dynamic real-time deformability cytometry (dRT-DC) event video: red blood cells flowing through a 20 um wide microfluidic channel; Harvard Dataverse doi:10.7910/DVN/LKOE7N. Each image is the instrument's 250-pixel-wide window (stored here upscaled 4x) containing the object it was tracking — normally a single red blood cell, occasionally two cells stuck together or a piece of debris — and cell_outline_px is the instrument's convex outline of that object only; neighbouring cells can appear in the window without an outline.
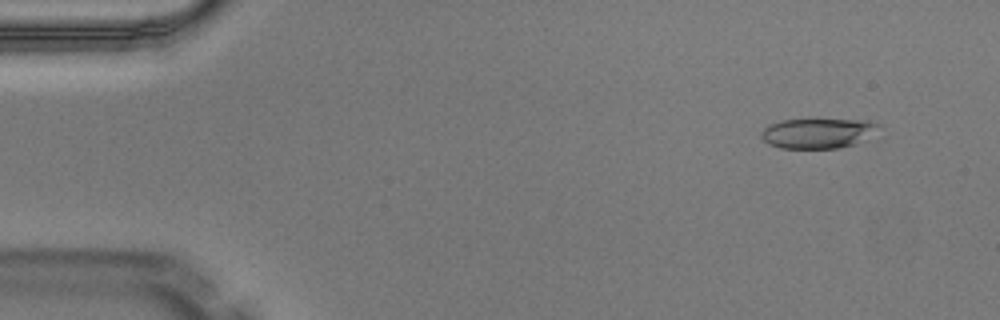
{"species": "Egyptian fruit bat (a non-hibernating species)", "species_latin": "Rousettus aegyptiacus", "temperature_condition": "warm", "stored_images_in_passage": 3, "camera_frame_rate_fps": 3000, "um_per_image_px": 0.085, "animal": {"sex": "male"}, "frame": {"image": 1, "passage_image": 1, "time_ms": 0.0, "image_size_px": [1000, 320], "cell_outline_px": [[880, 124], [856, 144], [840, 148], [780, 148], [768, 144], [760, 136], [760, 132], [768, 124], [780, 120], [868, 120]], "centroid_in_image_um": [69.4, 11.33], "position_along_channel_um": 15.6, "area_um2": 20.17}}
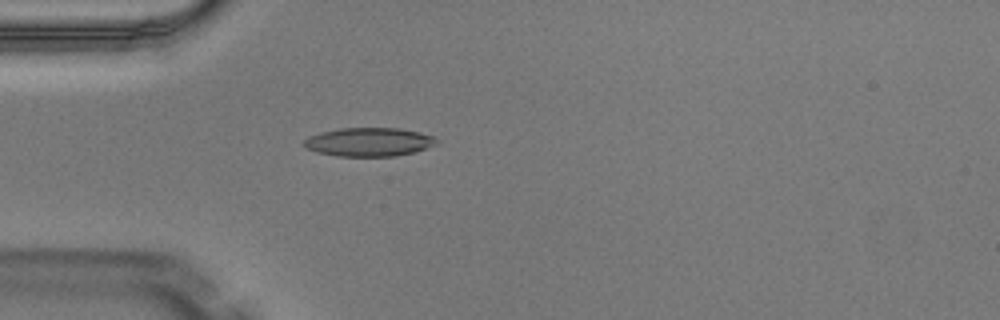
{"frame": {"image": 2, "passage_image": 3, "time_ms": 0.667, "image_size_px": [1000, 320], "cell_outline_px": [[440, 140], [436, 144], [412, 152], [396, 156], [336, 156], [316, 152], [300, 144], [308, 136], [320, 132], [340, 128], [400, 128], [420, 132], [432, 136]], "centroid_in_image_um": [31.32, 12.06], "position_along_channel_um": 53.7, "area_um2": 22.2}}